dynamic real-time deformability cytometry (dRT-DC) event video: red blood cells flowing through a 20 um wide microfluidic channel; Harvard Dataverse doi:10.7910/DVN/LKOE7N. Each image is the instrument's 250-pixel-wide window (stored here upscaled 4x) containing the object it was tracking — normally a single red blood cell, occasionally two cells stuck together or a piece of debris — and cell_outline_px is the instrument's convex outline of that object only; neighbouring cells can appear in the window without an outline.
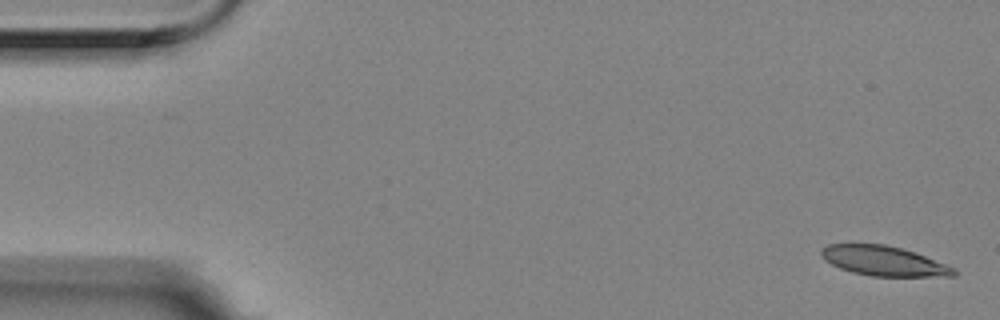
{"species": "Egyptian fruit bat (a non-hibernating species)", "species_latin": "Rousettus aegyptiacus", "temperature_condition": "room temperature", "stored_images_in_passage": 3, "camera_frame_rate_fps": 3000, "um_per_image_px": 0.085, "animal": {"sex": "female"}, "frame": {"image": 1, "passage_image": 1, "time_ms": 0.0, "image_size_px": [1000, 320], "cell_outline_px": [[960, 272], [956, 276], [868, 276], [852, 272], [840, 268], [824, 260], [820, 252], [828, 244], [884, 244], [900, 248], [924, 256], [956, 268]], "centroid_in_image_um": [75.14, 22.19], "position_along_channel_um": 9.9, "area_um2": 22.83}}